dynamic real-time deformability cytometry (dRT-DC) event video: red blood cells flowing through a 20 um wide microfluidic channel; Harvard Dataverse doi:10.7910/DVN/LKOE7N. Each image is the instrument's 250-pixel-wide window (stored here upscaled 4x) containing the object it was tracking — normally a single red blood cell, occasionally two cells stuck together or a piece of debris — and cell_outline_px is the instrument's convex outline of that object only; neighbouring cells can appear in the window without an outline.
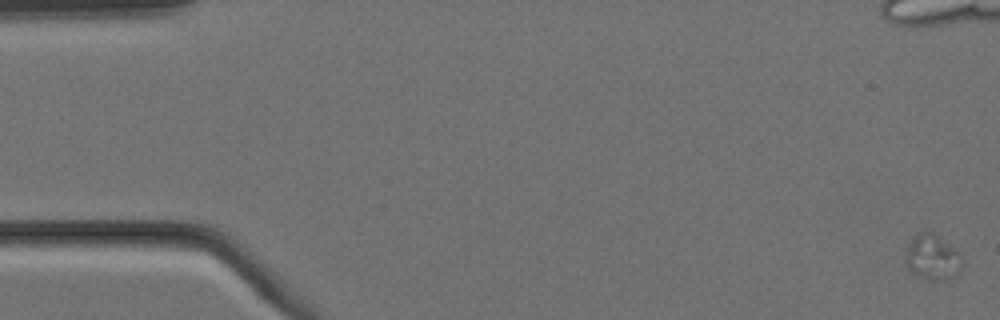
{"species": "Egyptian fruit bat (a non-hibernating species)", "species_latin": "Rousettus aegyptiacus", "temperature_condition": "cold", "stored_images_in_passage": 7, "camera_frame_rate_fps": 3000, "um_per_image_px": 0.085, "animal": {"sex": "female"}, "frame": {"image": 1, "passage_image": 1, "time_ms": 0.0, "image_size_px": [1000, 320], "cell_outline_px": [[964, 264], [956, 276], [944, 280], [932, 280], [916, 276], [904, 264], [904, 252], [912, 240], [920, 232], [932, 232], [960, 252]], "centroid_in_image_um": [79.26, 21.9], "position_along_channel_um": 5.7, "area_um2": 15.14}}